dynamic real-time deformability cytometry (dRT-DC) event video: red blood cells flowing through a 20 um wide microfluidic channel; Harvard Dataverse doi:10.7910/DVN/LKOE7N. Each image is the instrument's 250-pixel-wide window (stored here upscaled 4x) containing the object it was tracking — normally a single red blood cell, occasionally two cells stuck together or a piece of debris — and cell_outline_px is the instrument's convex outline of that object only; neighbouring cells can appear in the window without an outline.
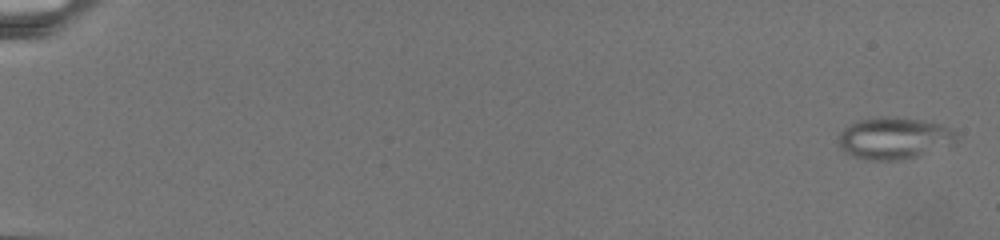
{"species": "common noctule bat (a hibernating species)", "species_latin": "Nyctalus noctula", "temperature_condition": "warm", "stored_images_in_passage": 109, "camera_frame_rate_fps": 3000, "um_per_image_px": 0.085, "animal": {"sex": "female", "body_mass_g": 19.5, "forearm_length_mm": 54.1}, "frame": {"image": 1, "passage_image": 2, "time_ms": 0.333, "image_size_px": [1000, 240], "cell_outline_px": [[960, 136], [956, 144], [948, 148], [900, 160], [868, 160], [852, 156], [844, 152], [840, 148], [840, 132], [844, 128], [856, 120], [880, 116], [888, 116], [924, 120], [940, 124], [952, 128]], "centroid_in_image_um": [76.07, 11.74], "position_along_channel_um": 8.9, "area_um2": 29.36}}
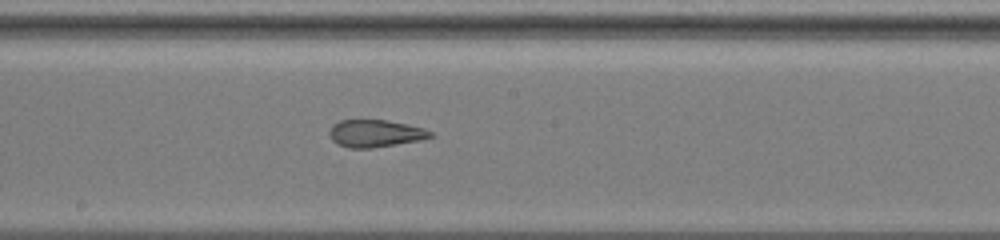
{"frame": {"image": 2, "passage_image": 64, "time_ms": 14.333, "image_size_px": [1000, 240], "cell_outline_px": [[436, 136], [420, 140], [372, 148], [348, 148], [336, 144], [332, 140], [328, 132], [332, 124], [340, 120], [384, 120], [424, 128], [432, 132]], "centroid_in_image_um": [31.87, 11.35], "position_along_channel_um": 216.3, "area_um2": 16.13}}
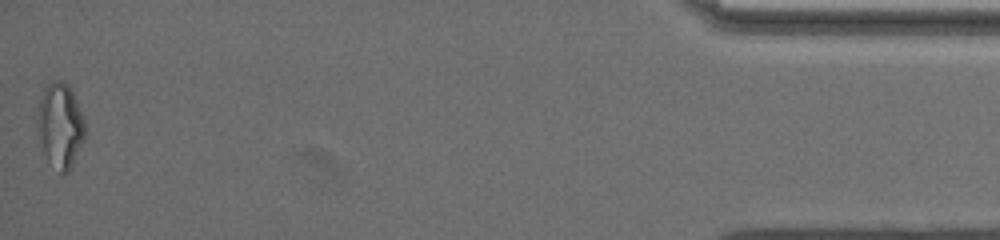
{"frame": {"image": 3, "passage_image": 109, "time_ms": 24.333, "image_size_px": [1000, 240], "cell_outline_px": [[84, 140], [72, 168], [68, 172], [60, 172], [48, 160], [44, 152], [36, 128], [36, 120], [40, 100], [44, 88], [52, 80], [60, 80], [68, 84], [72, 92], [84, 120]], "centroid_in_image_um": [5.1, 10.66], "position_along_channel_um": 430.1, "area_um2": 23.35}}